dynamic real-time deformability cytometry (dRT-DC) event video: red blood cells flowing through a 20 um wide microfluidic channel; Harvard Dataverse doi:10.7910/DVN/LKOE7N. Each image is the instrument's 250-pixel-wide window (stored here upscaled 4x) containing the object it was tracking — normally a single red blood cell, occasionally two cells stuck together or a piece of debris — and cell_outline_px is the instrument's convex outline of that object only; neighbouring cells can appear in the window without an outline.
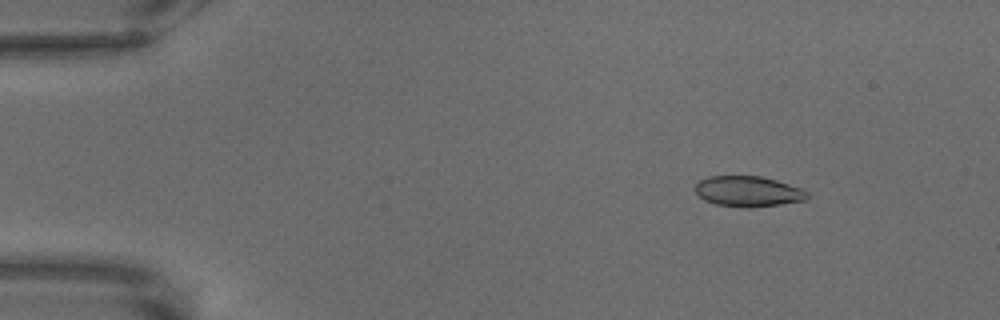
{"species": "common noctule bat (a hibernating species)", "species_latin": "Nyctalus noctula", "temperature_condition": "warm", "stored_images_in_passage": 60, "camera_frame_rate_fps": 3000, "um_per_image_px": 0.085, "animal": {"sex": "male", "body_mass_g": 18.8}, "frame": {"image": 1, "passage_image": 1, "time_ms": 0.0, "image_size_px": [1000, 320], "cell_outline_px": [[808, 200], [780, 204], [748, 208], [716, 204], [704, 200], [696, 192], [696, 184], [700, 180], [708, 176], [760, 176], [776, 180], [800, 188], [808, 192]], "centroid_in_image_um": [63.6, 16.27], "position_along_channel_um": 21.4, "area_um2": 19.83}}
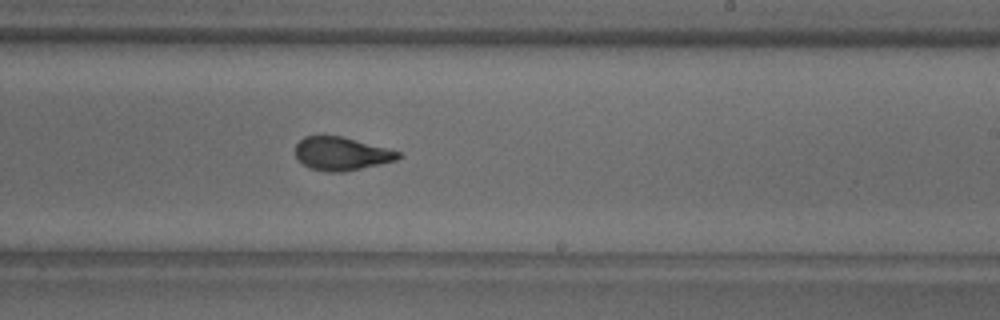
{"frame": {"image": 2, "passage_image": 34, "time_ms": 11.0, "image_size_px": [1000, 320], "cell_outline_px": [[400, 156], [396, 160], [344, 172], [328, 172], [308, 168], [296, 156], [296, 144], [304, 136], [340, 136], [400, 152]], "centroid_in_image_um": [28.98, 13.07], "position_along_channel_um": 260.0, "area_um2": 19.54}}
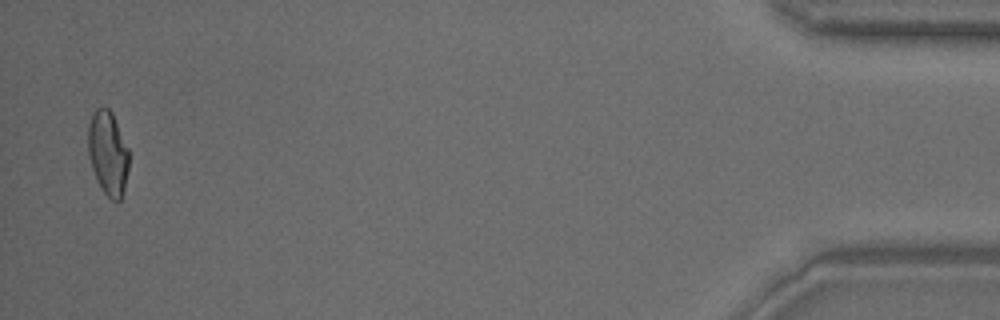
{"frame": {"image": 3, "passage_image": 59, "time_ms": 19.333, "image_size_px": [1000, 320], "cell_outline_px": [[128, 168], [124, 188], [120, 200], [112, 200], [100, 188], [96, 180], [88, 156], [88, 124], [92, 112], [96, 108], [108, 108], [112, 112], [128, 148]], "centroid_in_image_um": [9.15, 12.99], "position_along_channel_um": 426.0, "area_um2": 20.0}}